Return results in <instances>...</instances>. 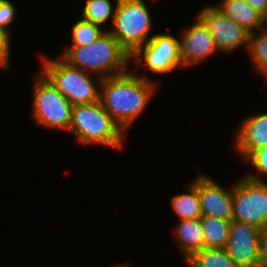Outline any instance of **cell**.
I'll return each instance as SVG.
<instances>
[{
  "label": "cell",
  "mask_w": 267,
  "mask_h": 267,
  "mask_svg": "<svg viewBox=\"0 0 267 267\" xmlns=\"http://www.w3.org/2000/svg\"><path fill=\"white\" fill-rule=\"evenodd\" d=\"M155 82L135 72L103 78L100 102L110 116L126 131L147 106L156 91Z\"/></svg>",
  "instance_id": "cell-1"
},
{
  "label": "cell",
  "mask_w": 267,
  "mask_h": 267,
  "mask_svg": "<svg viewBox=\"0 0 267 267\" xmlns=\"http://www.w3.org/2000/svg\"><path fill=\"white\" fill-rule=\"evenodd\" d=\"M61 57L71 66L99 74L102 79L126 72L131 60L129 53L109 31L90 45L70 46Z\"/></svg>",
  "instance_id": "cell-2"
},
{
  "label": "cell",
  "mask_w": 267,
  "mask_h": 267,
  "mask_svg": "<svg viewBox=\"0 0 267 267\" xmlns=\"http://www.w3.org/2000/svg\"><path fill=\"white\" fill-rule=\"evenodd\" d=\"M83 145L92 143L121 149L124 130L100 101L73 105L69 131Z\"/></svg>",
  "instance_id": "cell-3"
},
{
  "label": "cell",
  "mask_w": 267,
  "mask_h": 267,
  "mask_svg": "<svg viewBox=\"0 0 267 267\" xmlns=\"http://www.w3.org/2000/svg\"><path fill=\"white\" fill-rule=\"evenodd\" d=\"M43 74L53 86L72 104L100 101V85L93 82L90 73L71 66L61 56L58 59L42 57ZM99 86V87H98Z\"/></svg>",
  "instance_id": "cell-4"
},
{
  "label": "cell",
  "mask_w": 267,
  "mask_h": 267,
  "mask_svg": "<svg viewBox=\"0 0 267 267\" xmlns=\"http://www.w3.org/2000/svg\"><path fill=\"white\" fill-rule=\"evenodd\" d=\"M112 24L109 32L130 56L150 40L151 14L144 0H116Z\"/></svg>",
  "instance_id": "cell-5"
},
{
  "label": "cell",
  "mask_w": 267,
  "mask_h": 267,
  "mask_svg": "<svg viewBox=\"0 0 267 267\" xmlns=\"http://www.w3.org/2000/svg\"><path fill=\"white\" fill-rule=\"evenodd\" d=\"M32 117L41 126L69 131L73 105L42 74L35 78Z\"/></svg>",
  "instance_id": "cell-6"
},
{
  "label": "cell",
  "mask_w": 267,
  "mask_h": 267,
  "mask_svg": "<svg viewBox=\"0 0 267 267\" xmlns=\"http://www.w3.org/2000/svg\"><path fill=\"white\" fill-rule=\"evenodd\" d=\"M233 220L262 229L267 222V182L253 174L232 187Z\"/></svg>",
  "instance_id": "cell-7"
},
{
  "label": "cell",
  "mask_w": 267,
  "mask_h": 267,
  "mask_svg": "<svg viewBox=\"0 0 267 267\" xmlns=\"http://www.w3.org/2000/svg\"><path fill=\"white\" fill-rule=\"evenodd\" d=\"M131 60L134 61L136 67L143 63V66L146 65L153 73H170L179 66L183 67L180 55V39L167 33L154 34L145 45L131 56Z\"/></svg>",
  "instance_id": "cell-8"
},
{
  "label": "cell",
  "mask_w": 267,
  "mask_h": 267,
  "mask_svg": "<svg viewBox=\"0 0 267 267\" xmlns=\"http://www.w3.org/2000/svg\"><path fill=\"white\" fill-rule=\"evenodd\" d=\"M197 17L207 27L218 51L230 52L241 45L248 49L250 32L226 16L216 5L205 6Z\"/></svg>",
  "instance_id": "cell-9"
},
{
  "label": "cell",
  "mask_w": 267,
  "mask_h": 267,
  "mask_svg": "<svg viewBox=\"0 0 267 267\" xmlns=\"http://www.w3.org/2000/svg\"><path fill=\"white\" fill-rule=\"evenodd\" d=\"M262 229L232 220L225 249L240 267H258V248Z\"/></svg>",
  "instance_id": "cell-10"
},
{
  "label": "cell",
  "mask_w": 267,
  "mask_h": 267,
  "mask_svg": "<svg viewBox=\"0 0 267 267\" xmlns=\"http://www.w3.org/2000/svg\"><path fill=\"white\" fill-rule=\"evenodd\" d=\"M192 183L198 189L203 215L224 221L233 220L232 188L226 190L215 180L203 174L197 176Z\"/></svg>",
  "instance_id": "cell-11"
},
{
  "label": "cell",
  "mask_w": 267,
  "mask_h": 267,
  "mask_svg": "<svg viewBox=\"0 0 267 267\" xmlns=\"http://www.w3.org/2000/svg\"><path fill=\"white\" fill-rule=\"evenodd\" d=\"M182 65L189 66L202 62L218 49L205 24L197 17L196 22L180 36Z\"/></svg>",
  "instance_id": "cell-12"
},
{
  "label": "cell",
  "mask_w": 267,
  "mask_h": 267,
  "mask_svg": "<svg viewBox=\"0 0 267 267\" xmlns=\"http://www.w3.org/2000/svg\"><path fill=\"white\" fill-rule=\"evenodd\" d=\"M234 146L244 161L253 151L267 146V112L249 116L243 121Z\"/></svg>",
  "instance_id": "cell-13"
},
{
  "label": "cell",
  "mask_w": 267,
  "mask_h": 267,
  "mask_svg": "<svg viewBox=\"0 0 267 267\" xmlns=\"http://www.w3.org/2000/svg\"><path fill=\"white\" fill-rule=\"evenodd\" d=\"M216 7L250 33L256 29L260 30L267 24V19L246 0H222Z\"/></svg>",
  "instance_id": "cell-14"
},
{
  "label": "cell",
  "mask_w": 267,
  "mask_h": 267,
  "mask_svg": "<svg viewBox=\"0 0 267 267\" xmlns=\"http://www.w3.org/2000/svg\"><path fill=\"white\" fill-rule=\"evenodd\" d=\"M174 231L185 260L192 253L204 248V233L200 218L179 220Z\"/></svg>",
  "instance_id": "cell-15"
},
{
  "label": "cell",
  "mask_w": 267,
  "mask_h": 267,
  "mask_svg": "<svg viewBox=\"0 0 267 267\" xmlns=\"http://www.w3.org/2000/svg\"><path fill=\"white\" fill-rule=\"evenodd\" d=\"M204 233V248H225L231 221H224L208 215L200 218Z\"/></svg>",
  "instance_id": "cell-16"
},
{
  "label": "cell",
  "mask_w": 267,
  "mask_h": 267,
  "mask_svg": "<svg viewBox=\"0 0 267 267\" xmlns=\"http://www.w3.org/2000/svg\"><path fill=\"white\" fill-rule=\"evenodd\" d=\"M171 205L180 220H192L202 217L201 203L197 187L191 183L189 192L174 195Z\"/></svg>",
  "instance_id": "cell-17"
},
{
  "label": "cell",
  "mask_w": 267,
  "mask_h": 267,
  "mask_svg": "<svg viewBox=\"0 0 267 267\" xmlns=\"http://www.w3.org/2000/svg\"><path fill=\"white\" fill-rule=\"evenodd\" d=\"M188 267H240L228 255L225 248H203L187 259Z\"/></svg>",
  "instance_id": "cell-18"
},
{
  "label": "cell",
  "mask_w": 267,
  "mask_h": 267,
  "mask_svg": "<svg viewBox=\"0 0 267 267\" xmlns=\"http://www.w3.org/2000/svg\"><path fill=\"white\" fill-rule=\"evenodd\" d=\"M255 33L249 35V58L254 68L267 77V27L261 28L258 35Z\"/></svg>",
  "instance_id": "cell-19"
},
{
  "label": "cell",
  "mask_w": 267,
  "mask_h": 267,
  "mask_svg": "<svg viewBox=\"0 0 267 267\" xmlns=\"http://www.w3.org/2000/svg\"><path fill=\"white\" fill-rule=\"evenodd\" d=\"M116 12V6L113 9L110 0H88L83 9L82 18L91 21L94 24L102 25L112 15V23Z\"/></svg>",
  "instance_id": "cell-20"
},
{
  "label": "cell",
  "mask_w": 267,
  "mask_h": 267,
  "mask_svg": "<svg viewBox=\"0 0 267 267\" xmlns=\"http://www.w3.org/2000/svg\"><path fill=\"white\" fill-rule=\"evenodd\" d=\"M72 27V46H87L94 43L105 31L100 25L82 17Z\"/></svg>",
  "instance_id": "cell-21"
},
{
  "label": "cell",
  "mask_w": 267,
  "mask_h": 267,
  "mask_svg": "<svg viewBox=\"0 0 267 267\" xmlns=\"http://www.w3.org/2000/svg\"><path fill=\"white\" fill-rule=\"evenodd\" d=\"M15 6L9 1L0 2V29L10 34V30L7 27L15 18Z\"/></svg>",
  "instance_id": "cell-22"
},
{
  "label": "cell",
  "mask_w": 267,
  "mask_h": 267,
  "mask_svg": "<svg viewBox=\"0 0 267 267\" xmlns=\"http://www.w3.org/2000/svg\"><path fill=\"white\" fill-rule=\"evenodd\" d=\"M246 160L255 167L259 172L267 175V146L253 151Z\"/></svg>",
  "instance_id": "cell-23"
},
{
  "label": "cell",
  "mask_w": 267,
  "mask_h": 267,
  "mask_svg": "<svg viewBox=\"0 0 267 267\" xmlns=\"http://www.w3.org/2000/svg\"><path fill=\"white\" fill-rule=\"evenodd\" d=\"M11 35L0 29V68L8 69L10 59Z\"/></svg>",
  "instance_id": "cell-24"
},
{
  "label": "cell",
  "mask_w": 267,
  "mask_h": 267,
  "mask_svg": "<svg viewBox=\"0 0 267 267\" xmlns=\"http://www.w3.org/2000/svg\"><path fill=\"white\" fill-rule=\"evenodd\" d=\"M258 267H267V235L263 232L259 239Z\"/></svg>",
  "instance_id": "cell-25"
},
{
  "label": "cell",
  "mask_w": 267,
  "mask_h": 267,
  "mask_svg": "<svg viewBox=\"0 0 267 267\" xmlns=\"http://www.w3.org/2000/svg\"><path fill=\"white\" fill-rule=\"evenodd\" d=\"M256 11L267 19V0H246Z\"/></svg>",
  "instance_id": "cell-26"
},
{
  "label": "cell",
  "mask_w": 267,
  "mask_h": 267,
  "mask_svg": "<svg viewBox=\"0 0 267 267\" xmlns=\"http://www.w3.org/2000/svg\"><path fill=\"white\" fill-rule=\"evenodd\" d=\"M262 232L267 235V222L265 224V226L262 228Z\"/></svg>",
  "instance_id": "cell-27"
},
{
  "label": "cell",
  "mask_w": 267,
  "mask_h": 267,
  "mask_svg": "<svg viewBox=\"0 0 267 267\" xmlns=\"http://www.w3.org/2000/svg\"><path fill=\"white\" fill-rule=\"evenodd\" d=\"M116 267H129V266H125V264H124V265H120V266H116Z\"/></svg>",
  "instance_id": "cell-28"
}]
</instances>
